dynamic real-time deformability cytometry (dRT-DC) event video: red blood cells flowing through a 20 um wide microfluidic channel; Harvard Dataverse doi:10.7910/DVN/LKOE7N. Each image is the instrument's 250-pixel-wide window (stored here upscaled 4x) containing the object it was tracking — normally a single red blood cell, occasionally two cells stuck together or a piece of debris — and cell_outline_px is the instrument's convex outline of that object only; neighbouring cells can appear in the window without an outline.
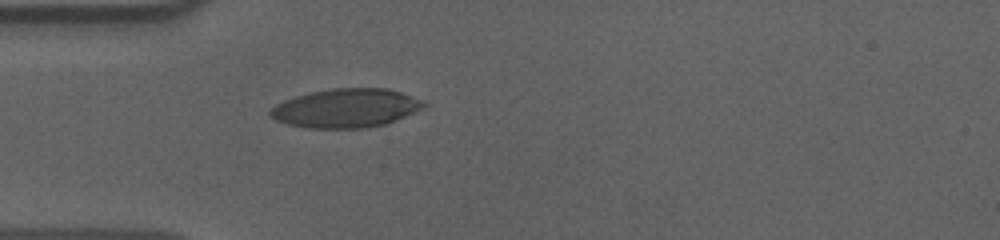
{"species": "human", "species_latin": "Homo sapiens", "temperature_condition": "cold", "stored_images_in_passage": 41, "camera_frame_rate_fps": 3000, "um_per_image_px": 0.085, "donor": {"sex": "male"}, "frame": {"image": 1, "passage_image": 1, "time_ms": 0.0, "image_size_px": [1000, 240], "cell_outline_px": [[428, 104], [424, 108], [396, 120], [384, 124], [368, 128], [304, 128], [288, 124], [276, 120], [268, 116], [268, 112], [276, 104], [284, 100], [308, 92], [332, 88], [388, 88], [424, 100]], "centroid_in_image_um": [29.41, 9.19], "position_along_channel_um": 55.6, "area_um2": 35.03}}
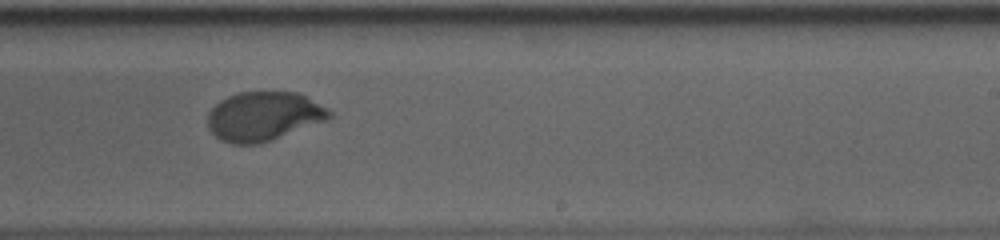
{"frame": {"image": 2, "passage_image": 19, "time_ms": 6.0, "image_size_px": [1000, 240], "cell_outline_px": [[332, 116], [328, 120], [272, 140], [256, 144], [232, 144], [220, 140], [208, 128], [208, 112], [220, 100], [228, 96], [240, 92], [296, 92], [328, 108], [332, 112]], "centroid_in_image_um": [22.41, 9.89], "position_along_channel_um": 266.6, "area_um2": 34.8}}
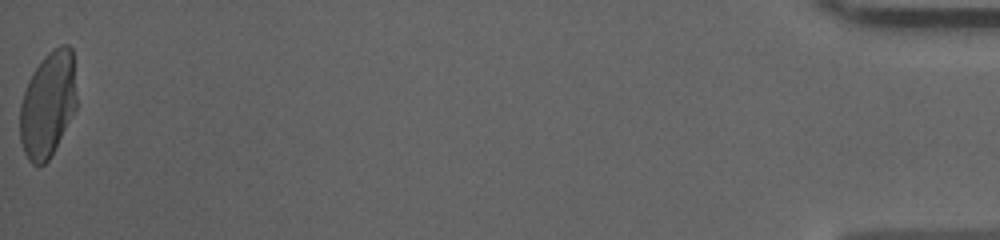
{"frame": {"image": 3, "passage_image": 41, "time_ms": 13.333, "image_size_px": [1000, 240], "cell_outline_px": [[76, 108], [52, 156], [44, 164], [32, 164], [28, 160], [24, 152], [20, 140], [20, 104], [28, 80], [32, 72], [44, 56], [52, 48], [60, 44], [68, 44], [72, 48], [76, 96]], "centroid_in_image_um": [4.07, 8.87], "position_along_channel_um": 431.1, "area_um2": 35.08}, "authors_computed_cell_mechanics": {"area_um2": 35.3158, "velocity_mm_per_s": 3.5998, "shape_relaxation_time_tau1_ms": 4.0717, "shape_relaxation_time_tau2_ms": null, "deformation_change_tau1": 0.174, "deformation_change_tau2": null}}